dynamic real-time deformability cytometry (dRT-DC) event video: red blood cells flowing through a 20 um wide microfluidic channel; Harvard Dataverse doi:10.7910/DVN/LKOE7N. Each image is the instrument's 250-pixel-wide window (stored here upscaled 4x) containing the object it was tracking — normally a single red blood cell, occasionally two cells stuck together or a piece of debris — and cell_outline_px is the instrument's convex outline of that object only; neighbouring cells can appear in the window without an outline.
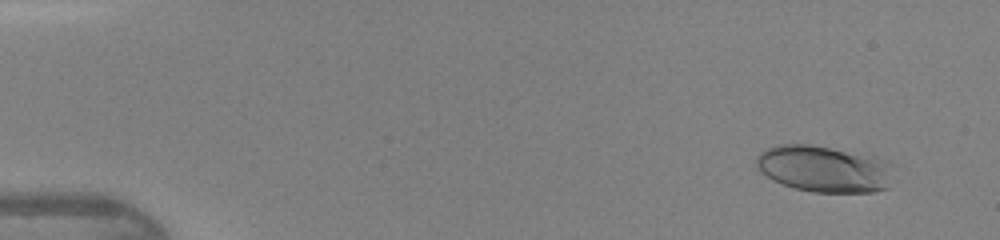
{"species": "human", "species_latin": "Homo sapiens", "temperature_condition": "warm", "stored_images_in_passage": 12, "camera_frame_rate_fps": 3000, "um_per_image_px": 0.085, "donor": {"sex": "female"}, "frame": {"image": 1, "passage_image": 1, "time_ms": 0.0, "image_size_px": [1000, 240], "cell_outline_px": [[896, 164], [888, 188], [872, 192], [812, 192], [796, 188], [772, 180], [760, 172], [756, 164], [756, 156], [760, 152], [776, 144], [808, 144], [876, 156], [888, 160]], "centroid_in_image_um": [70.1, 14.35], "position_along_channel_um": 14.9, "area_um2": 37.74}}